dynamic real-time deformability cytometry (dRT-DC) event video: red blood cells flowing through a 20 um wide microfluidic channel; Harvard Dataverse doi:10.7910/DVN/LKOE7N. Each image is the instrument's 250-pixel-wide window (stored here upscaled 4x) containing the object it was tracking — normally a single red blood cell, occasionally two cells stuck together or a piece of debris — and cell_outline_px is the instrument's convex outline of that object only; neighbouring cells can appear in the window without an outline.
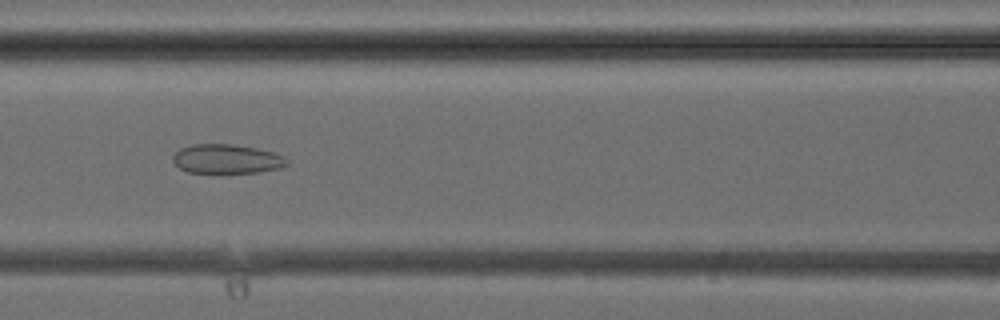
{"species": "common noctule bat (a hibernating species)", "species_latin": "Nyctalus noctula", "temperature_condition": "cold", "stored_images_in_passage": 30, "camera_frame_rate_fps": 3000, "um_per_image_px": 0.085, "animal": {"sex": "female", "body_mass_g": 24.6, "forearm_length_mm": 56.2}, "frame": {"image": 1, "passage_image": 9, "time_ms": 2.667, "image_size_px": [1000, 320], "cell_outline_px": [[288, 164], [280, 168], [260, 172], [188, 172], [180, 168], [172, 160], [172, 156], [180, 148], [192, 144], [232, 144], [256, 148], [272, 152], [284, 156], [288, 160]], "centroid_in_image_um": [19.27, 13.5], "position_along_channel_um": 147.3, "area_um2": 19.31}}
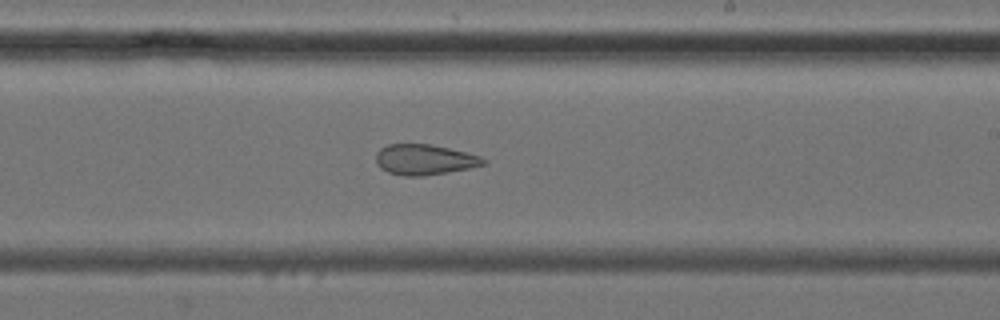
{"frame": {"image": 2, "passage_image": 15, "time_ms": 4.667, "image_size_px": [1000, 320], "cell_outline_px": [[488, 160], [484, 164], [468, 168], [424, 176], [404, 176], [388, 172], [380, 168], [376, 164], [376, 152], [380, 148], [388, 144], [428, 144], [448, 148], [480, 156]], "centroid_in_image_um": [36.03, 13.57], "position_along_channel_um": 253.0, "area_um2": 18.96}}
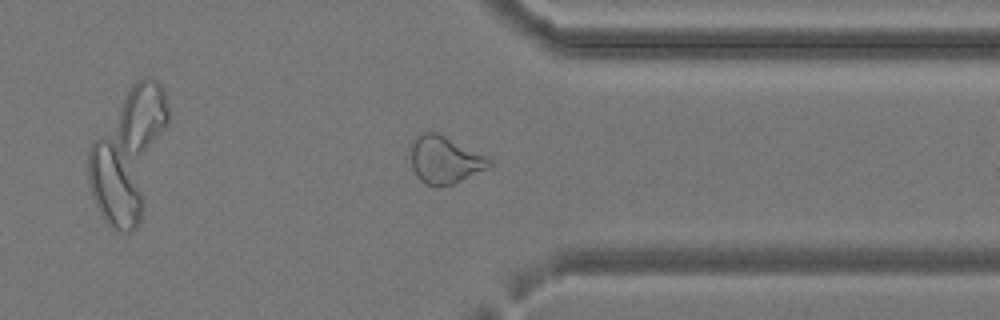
{"frame": {"image": 3, "passage_image": 22, "time_ms": 7.0, "image_size_px": [1000, 320], "cell_outline_px": [[492, 164], [488, 168], [452, 184], [436, 188], [420, 180], [416, 176], [412, 168], [412, 144], [416, 136], [428, 128], [488, 156], [492, 160]], "centroid_in_image_um": [37.81, 13.57], "position_along_channel_um": 373.6, "area_um2": 21.85}}